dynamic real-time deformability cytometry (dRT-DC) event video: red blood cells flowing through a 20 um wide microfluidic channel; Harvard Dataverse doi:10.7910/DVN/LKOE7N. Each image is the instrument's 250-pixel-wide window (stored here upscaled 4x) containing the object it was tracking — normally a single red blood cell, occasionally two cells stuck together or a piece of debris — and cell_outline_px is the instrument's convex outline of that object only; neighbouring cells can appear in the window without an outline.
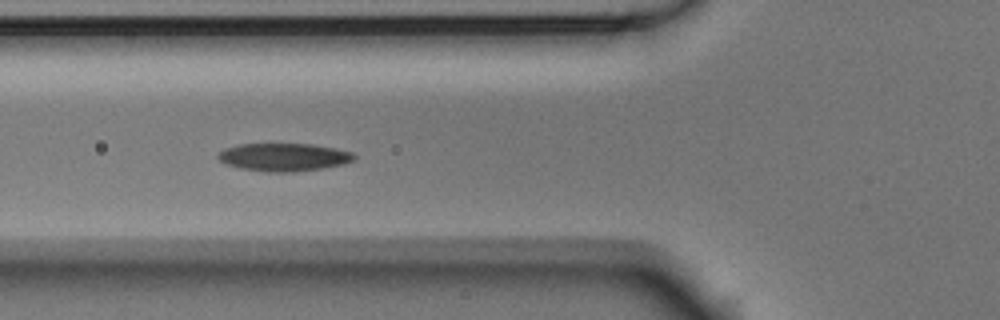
{"species": "Egyptian fruit bat (a non-hibernating species)", "species_latin": "Rousettus aegyptiacus", "temperature_condition": "room temperature", "stored_images_in_passage": 8, "camera_frame_rate_fps": 3000, "um_per_image_px": 0.085, "animal": {"sex": "male"}, "frame": {"image": 1, "passage_image": 4, "time_ms": 1.0, "image_size_px": [1000, 320], "cell_outline_px": [[356, 160], [344, 164], [296, 172], [268, 172], [240, 168], [224, 164], [216, 156], [224, 148], [236, 144], [312, 144], [336, 148], [352, 152], [356, 156]], "centroid_in_image_um": [24.12, 13.35], "position_along_channel_um": 101.7, "area_um2": 22.31}}
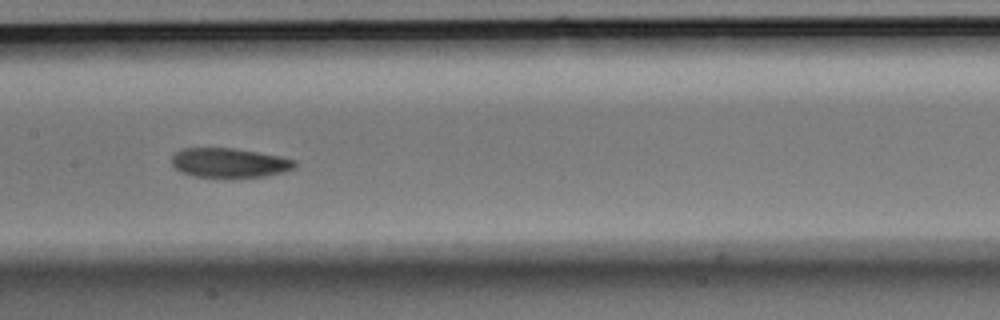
{"frame": {"image": 2, "passage_image": 6, "time_ms": 1.667, "image_size_px": [1000, 320], "cell_outline_px": [[296, 164], [292, 168], [284, 172], [264, 176], [232, 180], [228, 180], [196, 176], [180, 172], [172, 164], [172, 156], [176, 152], [184, 148], [232, 148], [256, 152], [296, 160]], "centroid_in_image_um": [19.47, 13.88], "position_along_channel_um": 187.9, "area_um2": 21.56}}
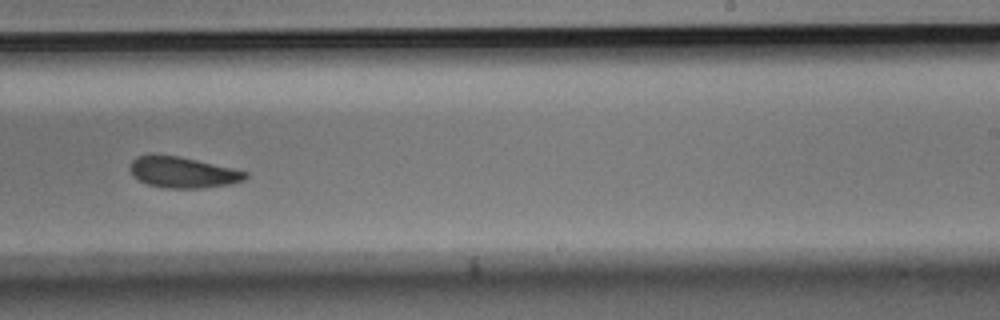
{"frame": {"image": 3, "passage_image": 8, "time_ms": 2.333, "image_size_px": [1000, 320], "cell_outline_px": [[248, 176], [244, 180], [232, 184], [200, 188], [164, 188], [148, 184], [132, 176], [128, 168], [132, 160], [136, 156], [152, 152], [180, 156], [232, 168], [248, 172]], "centroid_in_image_um": [15.48, 14.62], "position_along_channel_um": 273.5, "area_um2": 21.33}}